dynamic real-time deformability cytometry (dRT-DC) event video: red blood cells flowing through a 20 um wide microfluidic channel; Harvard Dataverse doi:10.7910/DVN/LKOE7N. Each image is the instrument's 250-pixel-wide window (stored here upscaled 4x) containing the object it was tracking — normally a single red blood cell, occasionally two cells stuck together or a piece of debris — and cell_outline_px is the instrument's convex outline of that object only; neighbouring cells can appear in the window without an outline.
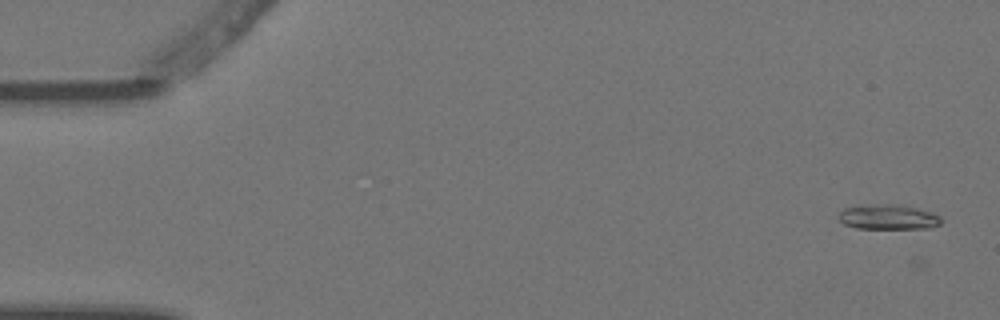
{"species": "Egyptian fruit bat (a non-hibernating species)", "species_latin": "Rousettus aegyptiacus", "temperature_condition": "warm", "stored_images_in_passage": 5, "camera_frame_rate_fps": 3000, "um_per_image_px": 0.085, "animal": {"sex": "female"}, "frame": {"image": 1, "passage_image": 1, "time_ms": 0.0, "image_size_px": [1000, 320], "cell_outline_px": [[940, 224], [928, 228], [856, 228], [844, 224], [840, 220], [840, 212], [844, 208], [880, 204], [904, 204], [932, 212], [940, 216]], "centroid_in_image_um": [75.54, 18.44], "position_along_channel_um": 9.5, "area_um2": 14.74}}
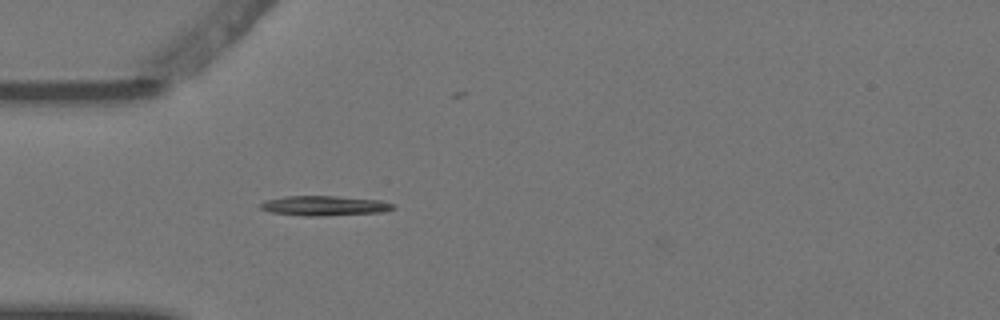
{"frame": {"image": 2, "passage_image": 5, "time_ms": 1.333, "image_size_px": [1000, 320], "cell_outline_px": [[396, 208], [380, 212], [320, 216], [304, 216], [268, 212], [260, 208], [260, 204], [264, 200], [284, 196], [336, 196], [380, 200], [392, 204]], "centroid_in_image_um": [27.5, 17.48], "position_along_channel_um": 57.5, "area_um2": 15.32}}